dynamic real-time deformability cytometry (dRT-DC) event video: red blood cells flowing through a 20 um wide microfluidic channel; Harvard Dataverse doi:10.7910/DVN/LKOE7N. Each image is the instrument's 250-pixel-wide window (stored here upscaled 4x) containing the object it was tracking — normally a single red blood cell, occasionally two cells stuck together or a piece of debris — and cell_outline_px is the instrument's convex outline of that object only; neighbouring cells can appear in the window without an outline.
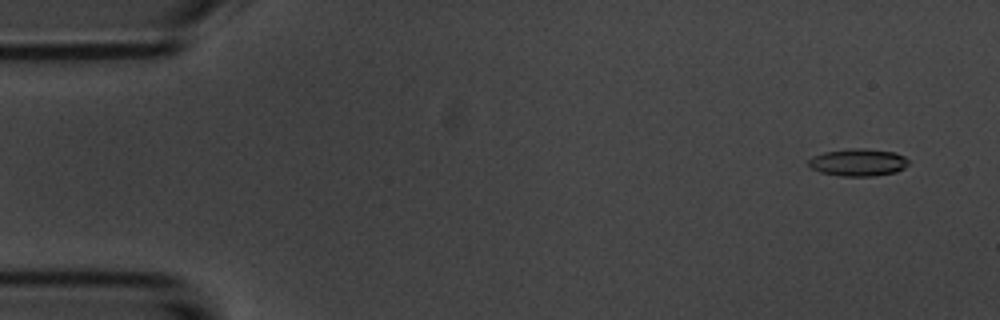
{"species": "common noctule bat (a hibernating species)", "species_latin": "Nyctalus noctula", "temperature_condition": "room temperature", "stored_images_in_passage": 6, "camera_frame_rate_fps": 3000, "um_per_image_px": 0.085, "animal": {"sex": "male", "body_mass_g": 20.1, "forearm_length_mm": 53.5}, "frame": {"image": 1, "passage_image": 1, "time_ms": 0.0, "image_size_px": [1000, 320], "cell_outline_px": [[908, 164], [904, 168], [896, 172], [872, 176], [840, 176], [820, 172], [812, 168], [808, 164], [808, 160], [812, 156], [824, 152], [848, 148], [864, 148], [896, 152], [904, 156], [908, 160]], "centroid_in_image_um": [72.94, 13.79], "position_along_channel_um": 12.1, "area_um2": 16.07}}
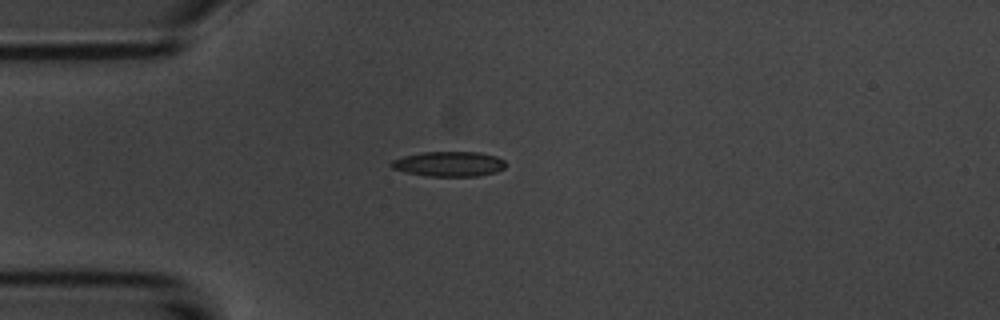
{"frame": {"image": 2, "passage_image": 4, "time_ms": 3.667, "image_size_px": [1000, 320], "cell_outline_px": [[504, 168], [496, 172], [476, 176], [428, 176], [408, 172], [392, 168], [388, 164], [392, 160], [404, 156], [424, 152], [480, 152], [496, 156], [504, 160]], "centroid_in_image_um": [38.16, 13.93], "position_along_channel_um": 46.8, "area_um2": 16.53}}
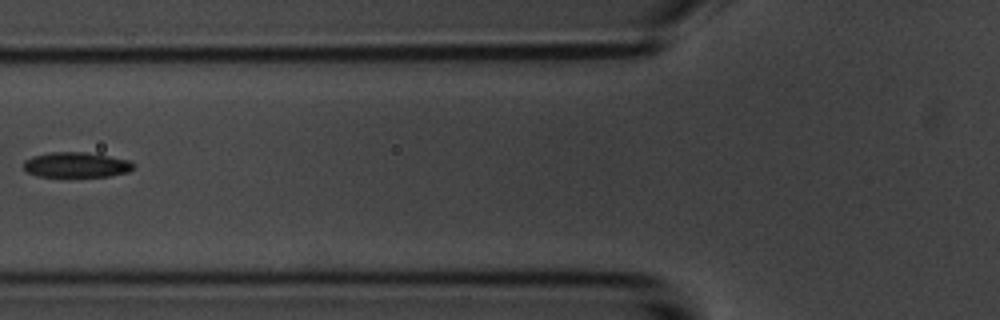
{"frame": {"image": 3, "passage_image": 6, "time_ms": 6.0, "image_size_px": [1000, 320], "cell_outline_px": [[132, 168], [128, 172], [108, 176], [36, 176], [28, 172], [24, 168], [24, 160], [32, 156], [52, 152], [84, 152], [108, 156], [128, 160], [132, 164]], "centroid_in_image_um": [6.43, 14.01], "position_along_channel_um": 119.4, "area_um2": 15.84}}